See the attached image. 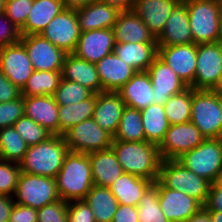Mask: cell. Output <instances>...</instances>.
<instances>
[{
	"label": "cell",
	"instance_id": "7c38bea8",
	"mask_svg": "<svg viewBox=\"0 0 222 222\" xmlns=\"http://www.w3.org/2000/svg\"><path fill=\"white\" fill-rule=\"evenodd\" d=\"M81 30L76 16V10L64 9L55 16L40 33L54 46L62 49L66 54L74 52Z\"/></svg>",
	"mask_w": 222,
	"mask_h": 222
},
{
	"label": "cell",
	"instance_id": "816d5d0a",
	"mask_svg": "<svg viewBox=\"0 0 222 222\" xmlns=\"http://www.w3.org/2000/svg\"><path fill=\"white\" fill-rule=\"evenodd\" d=\"M112 222H139L137 207L119 204Z\"/></svg>",
	"mask_w": 222,
	"mask_h": 222
},
{
	"label": "cell",
	"instance_id": "52a82bcc",
	"mask_svg": "<svg viewBox=\"0 0 222 222\" xmlns=\"http://www.w3.org/2000/svg\"><path fill=\"white\" fill-rule=\"evenodd\" d=\"M158 180L169 189H174L206 204L211 183L186 169L177 160H162Z\"/></svg>",
	"mask_w": 222,
	"mask_h": 222
},
{
	"label": "cell",
	"instance_id": "60d3db41",
	"mask_svg": "<svg viewBox=\"0 0 222 222\" xmlns=\"http://www.w3.org/2000/svg\"><path fill=\"white\" fill-rule=\"evenodd\" d=\"M13 127L20 134L28 146L36 145L45 141L52 134L36 123L33 119L23 115L14 124Z\"/></svg>",
	"mask_w": 222,
	"mask_h": 222
},
{
	"label": "cell",
	"instance_id": "7a4b0ae2",
	"mask_svg": "<svg viewBox=\"0 0 222 222\" xmlns=\"http://www.w3.org/2000/svg\"><path fill=\"white\" fill-rule=\"evenodd\" d=\"M55 180L60 199L84 200L94 185L88 154L69 151Z\"/></svg>",
	"mask_w": 222,
	"mask_h": 222
},
{
	"label": "cell",
	"instance_id": "681fc988",
	"mask_svg": "<svg viewBox=\"0 0 222 222\" xmlns=\"http://www.w3.org/2000/svg\"><path fill=\"white\" fill-rule=\"evenodd\" d=\"M21 96V90L0 71V103L15 100Z\"/></svg>",
	"mask_w": 222,
	"mask_h": 222
},
{
	"label": "cell",
	"instance_id": "9f6ffc18",
	"mask_svg": "<svg viewBox=\"0 0 222 222\" xmlns=\"http://www.w3.org/2000/svg\"><path fill=\"white\" fill-rule=\"evenodd\" d=\"M186 222H213L209 212L203 207L198 213L191 216Z\"/></svg>",
	"mask_w": 222,
	"mask_h": 222
},
{
	"label": "cell",
	"instance_id": "d4e9b609",
	"mask_svg": "<svg viewBox=\"0 0 222 222\" xmlns=\"http://www.w3.org/2000/svg\"><path fill=\"white\" fill-rule=\"evenodd\" d=\"M126 107L137 110L154 104L153 87L147 71H138L117 91Z\"/></svg>",
	"mask_w": 222,
	"mask_h": 222
},
{
	"label": "cell",
	"instance_id": "ffe728a7",
	"mask_svg": "<svg viewBox=\"0 0 222 222\" xmlns=\"http://www.w3.org/2000/svg\"><path fill=\"white\" fill-rule=\"evenodd\" d=\"M125 103L118 92L102 91L96 94L93 113L95 122L112 137L115 135Z\"/></svg>",
	"mask_w": 222,
	"mask_h": 222
},
{
	"label": "cell",
	"instance_id": "f546056e",
	"mask_svg": "<svg viewBox=\"0 0 222 222\" xmlns=\"http://www.w3.org/2000/svg\"><path fill=\"white\" fill-rule=\"evenodd\" d=\"M114 53L136 72L147 71L158 57L157 43H115Z\"/></svg>",
	"mask_w": 222,
	"mask_h": 222
},
{
	"label": "cell",
	"instance_id": "4316f807",
	"mask_svg": "<svg viewBox=\"0 0 222 222\" xmlns=\"http://www.w3.org/2000/svg\"><path fill=\"white\" fill-rule=\"evenodd\" d=\"M120 11L96 0L76 10L81 32L96 29H112Z\"/></svg>",
	"mask_w": 222,
	"mask_h": 222
},
{
	"label": "cell",
	"instance_id": "11a10c76",
	"mask_svg": "<svg viewBox=\"0 0 222 222\" xmlns=\"http://www.w3.org/2000/svg\"><path fill=\"white\" fill-rule=\"evenodd\" d=\"M96 0H63L65 9L77 10Z\"/></svg>",
	"mask_w": 222,
	"mask_h": 222
},
{
	"label": "cell",
	"instance_id": "5bb4252c",
	"mask_svg": "<svg viewBox=\"0 0 222 222\" xmlns=\"http://www.w3.org/2000/svg\"><path fill=\"white\" fill-rule=\"evenodd\" d=\"M0 71L20 90L26 85L34 68L20 41L0 47Z\"/></svg>",
	"mask_w": 222,
	"mask_h": 222
},
{
	"label": "cell",
	"instance_id": "836d02e7",
	"mask_svg": "<svg viewBox=\"0 0 222 222\" xmlns=\"http://www.w3.org/2000/svg\"><path fill=\"white\" fill-rule=\"evenodd\" d=\"M95 103L96 94H93L90 98L82 102L70 105H59V135H63V133L72 126L77 125L86 119L92 118Z\"/></svg>",
	"mask_w": 222,
	"mask_h": 222
},
{
	"label": "cell",
	"instance_id": "6125c7cd",
	"mask_svg": "<svg viewBox=\"0 0 222 222\" xmlns=\"http://www.w3.org/2000/svg\"><path fill=\"white\" fill-rule=\"evenodd\" d=\"M220 184H222V172H221V175H220V178H219V181H218Z\"/></svg>",
	"mask_w": 222,
	"mask_h": 222
},
{
	"label": "cell",
	"instance_id": "8d00e7d4",
	"mask_svg": "<svg viewBox=\"0 0 222 222\" xmlns=\"http://www.w3.org/2000/svg\"><path fill=\"white\" fill-rule=\"evenodd\" d=\"M27 149V143L13 126L0 129V159L19 164Z\"/></svg>",
	"mask_w": 222,
	"mask_h": 222
},
{
	"label": "cell",
	"instance_id": "f907efd6",
	"mask_svg": "<svg viewBox=\"0 0 222 222\" xmlns=\"http://www.w3.org/2000/svg\"><path fill=\"white\" fill-rule=\"evenodd\" d=\"M204 208L207 211H222V184L218 181L210 185L208 199Z\"/></svg>",
	"mask_w": 222,
	"mask_h": 222
},
{
	"label": "cell",
	"instance_id": "6f0895ef",
	"mask_svg": "<svg viewBox=\"0 0 222 222\" xmlns=\"http://www.w3.org/2000/svg\"><path fill=\"white\" fill-rule=\"evenodd\" d=\"M213 222H222V211H208Z\"/></svg>",
	"mask_w": 222,
	"mask_h": 222
},
{
	"label": "cell",
	"instance_id": "f35d334b",
	"mask_svg": "<svg viewBox=\"0 0 222 222\" xmlns=\"http://www.w3.org/2000/svg\"><path fill=\"white\" fill-rule=\"evenodd\" d=\"M137 209L139 222H170L161 210L159 188L154 183L143 194Z\"/></svg>",
	"mask_w": 222,
	"mask_h": 222
},
{
	"label": "cell",
	"instance_id": "e575fe53",
	"mask_svg": "<svg viewBox=\"0 0 222 222\" xmlns=\"http://www.w3.org/2000/svg\"><path fill=\"white\" fill-rule=\"evenodd\" d=\"M62 79V71H37L21 90L22 96H53Z\"/></svg>",
	"mask_w": 222,
	"mask_h": 222
},
{
	"label": "cell",
	"instance_id": "1f68e13d",
	"mask_svg": "<svg viewBox=\"0 0 222 222\" xmlns=\"http://www.w3.org/2000/svg\"><path fill=\"white\" fill-rule=\"evenodd\" d=\"M142 124L145 133V141L160 145L164 140L170 123L166 117L164 106L151 104L147 108L140 110Z\"/></svg>",
	"mask_w": 222,
	"mask_h": 222
},
{
	"label": "cell",
	"instance_id": "d590c367",
	"mask_svg": "<svg viewBox=\"0 0 222 222\" xmlns=\"http://www.w3.org/2000/svg\"><path fill=\"white\" fill-rule=\"evenodd\" d=\"M113 140L124 142L145 140L140 110L130 107L124 108L118 129L113 136Z\"/></svg>",
	"mask_w": 222,
	"mask_h": 222
},
{
	"label": "cell",
	"instance_id": "6da1fadb",
	"mask_svg": "<svg viewBox=\"0 0 222 222\" xmlns=\"http://www.w3.org/2000/svg\"><path fill=\"white\" fill-rule=\"evenodd\" d=\"M111 148L116 154L124 173L155 182L159 178L162 158L158 145L147 141L112 140Z\"/></svg>",
	"mask_w": 222,
	"mask_h": 222
},
{
	"label": "cell",
	"instance_id": "44dd1931",
	"mask_svg": "<svg viewBox=\"0 0 222 222\" xmlns=\"http://www.w3.org/2000/svg\"><path fill=\"white\" fill-rule=\"evenodd\" d=\"M95 66L101 81V92H117L136 73L131 66L122 61L114 52L106 55Z\"/></svg>",
	"mask_w": 222,
	"mask_h": 222
},
{
	"label": "cell",
	"instance_id": "ee69618b",
	"mask_svg": "<svg viewBox=\"0 0 222 222\" xmlns=\"http://www.w3.org/2000/svg\"><path fill=\"white\" fill-rule=\"evenodd\" d=\"M24 115V96L0 103V129L13 126Z\"/></svg>",
	"mask_w": 222,
	"mask_h": 222
},
{
	"label": "cell",
	"instance_id": "7402d4cb",
	"mask_svg": "<svg viewBox=\"0 0 222 222\" xmlns=\"http://www.w3.org/2000/svg\"><path fill=\"white\" fill-rule=\"evenodd\" d=\"M112 30L115 43H157L155 36L133 10L120 12Z\"/></svg>",
	"mask_w": 222,
	"mask_h": 222
},
{
	"label": "cell",
	"instance_id": "bcb514c9",
	"mask_svg": "<svg viewBox=\"0 0 222 222\" xmlns=\"http://www.w3.org/2000/svg\"><path fill=\"white\" fill-rule=\"evenodd\" d=\"M67 222H96L92 209L85 200L68 202Z\"/></svg>",
	"mask_w": 222,
	"mask_h": 222
},
{
	"label": "cell",
	"instance_id": "680465c9",
	"mask_svg": "<svg viewBox=\"0 0 222 222\" xmlns=\"http://www.w3.org/2000/svg\"><path fill=\"white\" fill-rule=\"evenodd\" d=\"M6 0H0V14H3L5 11Z\"/></svg>",
	"mask_w": 222,
	"mask_h": 222
},
{
	"label": "cell",
	"instance_id": "cb8c5ba5",
	"mask_svg": "<svg viewBox=\"0 0 222 222\" xmlns=\"http://www.w3.org/2000/svg\"><path fill=\"white\" fill-rule=\"evenodd\" d=\"M180 0H136L133 11L155 38L163 31L173 8Z\"/></svg>",
	"mask_w": 222,
	"mask_h": 222
},
{
	"label": "cell",
	"instance_id": "74e56055",
	"mask_svg": "<svg viewBox=\"0 0 222 222\" xmlns=\"http://www.w3.org/2000/svg\"><path fill=\"white\" fill-rule=\"evenodd\" d=\"M191 105V87H188L180 94L171 96L163 104L170 125L189 122L191 120Z\"/></svg>",
	"mask_w": 222,
	"mask_h": 222
},
{
	"label": "cell",
	"instance_id": "9a60e30c",
	"mask_svg": "<svg viewBox=\"0 0 222 222\" xmlns=\"http://www.w3.org/2000/svg\"><path fill=\"white\" fill-rule=\"evenodd\" d=\"M158 57L170 66L188 87L194 89L197 44L158 46Z\"/></svg>",
	"mask_w": 222,
	"mask_h": 222
},
{
	"label": "cell",
	"instance_id": "9c48e42d",
	"mask_svg": "<svg viewBox=\"0 0 222 222\" xmlns=\"http://www.w3.org/2000/svg\"><path fill=\"white\" fill-rule=\"evenodd\" d=\"M62 136L69 151L85 154L111 148L113 140L93 118L72 126Z\"/></svg>",
	"mask_w": 222,
	"mask_h": 222
},
{
	"label": "cell",
	"instance_id": "f6af8a7d",
	"mask_svg": "<svg viewBox=\"0 0 222 222\" xmlns=\"http://www.w3.org/2000/svg\"><path fill=\"white\" fill-rule=\"evenodd\" d=\"M68 202L62 199L37 209V222H67Z\"/></svg>",
	"mask_w": 222,
	"mask_h": 222
},
{
	"label": "cell",
	"instance_id": "f1b7e54d",
	"mask_svg": "<svg viewBox=\"0 0 222 222\" xmlns=\"http://www.w3.org/2000/svg\"><path fill=\"white\" fill-rule=\"evenodd\" d=\"M64 9L63 0H33L27 20L20 29L21 36L40 34Z\"/></svg>",
	"mask_w": 222,
	"mask_h": 222
},
{
	"label": "cell",
	"instance_id": "7dc6e473",
	"mask_svg": "<svg viewBox=\"0 0 222 222\" xmlns=\"http://www.w3.org/2000/svg\"><path fill=\"white\" fill-rule=\"evenodd\" d=\"M20 39V29L4 13L0 14V47L18 43Z\"/></svg>",
	"mask_w": 222,
	"mask_h": 222
},
{
	"label": "cell",
	"instance_id": "ab89813d",
	"mask_svg": "<svg viewBox=\"0 0 222 222\" xmlns=\"http://www.w3.org/2000/svg\"><path fill=\"white\" fill-rule=\"evenodd\" d=\"M94 93L79 83L61 79L53 97L58 105H70L90 98Z\"/></svg>",
	"mask_w": 222,
	"mask_h": 222
},
{
	"label": "cell",
	"instance_id": "94428289",
	"mask_svg": "<svg viewBox=\"0 0 222 222\" xmlns=\"http://www.w3.org/2000/svg\"><path fill=\"white\" fill-rule=\"evenodd\" d=\"M216 90L217 91H222V78H221V81H220V86Z\"/></svg>",
	"mask_w": 222,
	"mask_h": 222
},
{
	"label": "cell",
	"instance_id": "4fadbf2b",
	"mask_svg": "<svg viewBox=\"0 0 222 222\" xmlns=\"http://www.w3.org/2000/svg\"><path fill=\"white\" fill-rule=\"evenodd\" d=\"M20 42L25 46L34 70L62 71L66 53L49 40L40 34L22 35Z\"/></svg>",
	"mask_w": 222,
	"mask_h": 222
},
{
	"label": "cell",
	"instance_id": "30bf717a",
	"mask_svg": "<svg viewBox=\"0 0 222 222\" xmlns=\"http://www.w3.org/2000/svg\"><path fill=\"white\" fill-rule=\"evenodd\" d=\"M222 78V46L219 42L198 44L194 89L216 90Z\"/></svg>",
	"mask_w": 222,
	"mask_h": 222
},
{
	"label": "cell",
	"instance_id": "f5cc1de1",
	"mask_svg": "<svg viewBox=\"0 0 222 222\" xmlns=\"http://www.w3.org/2000/svg\"><path fill=\"white\" fill-rule=\"evenodd\" d=\"M14 204V197L0 195V222H9L10 213Z\"/></svg>",
	"mask_w": 222,
	"mask_h": 222
},
{
	"label": "cell",
	"instance_id": "91938a15",
	"mask_svg": "<svg viewBox=\"0 0 222 222\" xmlns=\"http://www.w3.org/2000/svg\"><path fill=\"white\" fill-rule=\"evenodd\" d=\"M220 45L222 46V27H221V33H220V38H219V41Z\"/></svg>",
	"mask_w": 222,
	"mask_h": 222
},
{
	"label": "cell",
	"instance_id": "2e32d148",
	"mask_svg": "<svg viewBox=\"0 0 222 222\" xmlns=\"http://www.w3.org/2000/svg\"><path fill=\"white\" fill-rule=\"evenodd\" d=\"M154 184L159 188V203L162 212L170 222H186L204 206L187 194L166 188L158 179Z\"/></svg>",
	"mask_w": 222,
	"mask_h": 222
},
{
	"label": "cell",
	"instance_id": "ac0fdd59",
	"mask_svg": "<svg viewBox=\"0 0 222 222\" xmlns=\"http://www.w3.org/2000/svg\"><path fill=\"white\" fill-rule=\"evenodd\" d=\"M156 104L163 105L171 96L182 93L188 86L163 60L157 57L147 70Z\"/></svg>",
	"mask_w": 222,
	"mask_h": 222
},
{
	"label": "cell",
	"instance_id": "d6986e66",
	"mask_svg": "<svg viewBox=\"0 0 222 222\" xmlns=\"http://www.w3.org/2000/svg\"><path fill=\"white\" fill-rule=\"evenodd\" d=\"M156 42L158 46L194 43L185 0H180L175 5L164 25L163 31L156 37Z\"/></svg>",
	"mask_w": 222,
	"mask_h": 222
},
{
	"label": "cell",
	"instance_id": "8992f818",
	"mask_svg": "<svg viewBox=\"0 0 222 222\" xmlns=\"http://www.w3.org/2000/svg\"><path fill=\"white\" fill-rule=\"evenodd\" d=\"M176 160L211 184L219 181L222 172V138L205 139Z\"/></svg>",
	"mask_w": 222,
	"mask_h": 222
},
{
	"label": "cell",
	"instance_id": "b9f144b4",
	"mask_svg": "<svg viewBox=\"0 0 222 222\" xmlns=\"http://www.w3.org/2000/svg\"><path fill=\"white\" fill-rule=\"evenodd\" d=\"M20 173V164L0 159V195L13 197Z\"/></svg>",
	"mask_w": 222,
	"mask_h": 222
},
{
	"label": "cell",
	"instance_id": "c3c4849f",
	"mask_svg": "<svg viewBox=\"0 0 222 222\" xmlns=\"http://www.w3.org/2000/svg\"><path fill=\"white\" fill-rule=\"evenodd\" d=\"M9 222H37V209L15 203L10 213Z\"/></svg>",
	"mask_w": 222,
	"mask_h": 222
},
{
	"label": "cell",
	"instance_id": "603a6c76",
	"mask_svg": "<svg viewBox=\"0 0 222 222\" xmlns=\"http://www.w3.org/2000/svg\"><path fill=\"white\" fill-rule=\"evenodd\" d=\"M58 108L53 96H24V115L52 135H59Z\"/></svg>",
	"mask_w": 222,
	"mask_h": 222
},
{
	"label": "cell",
	"instance_id": "5b68a950",
	"mask_svg": "<svg viewBox=\"0 0 222 222\" xmlns=\"http://www.w3.org/2000/svg\"><path fill=\"white\" fill-rule=\"evenodd\" d=\"M206 138H222V99L219 91L192 88L190 120Z\"/></svg>",
	"mask_w": 222,
	"mask_h": 222
},
{
	"label": "cell",
	"instance_id": "4dcf8cb0",
	"mask_svg": "<svg viewBox=\"0 0 222 222\" xmlns=\"http://www.w3.org/2000/svg\"><path fill=\"white\" fill-rule=\"evenodd\" d=\"M154 182L129 173H123L108 188L121 205L137 207L143 194Z\"/></svg>",
	"mask_w": 222,
	"mask_h": 222
},
{
	"label": "cell",
	"instance_id": "db71d44e",
	"mask_svg": "<svg viewBox=\"0 0 222 222\" xmlns=\"http://www.w3.org/2000/svg\"><path fill=\"white\" fill-rule=\"evenodd\" d=\"M106 5L118 9L120 12L133 10L136 0H99Z\"/></svg>",
	"mask_w": 222,
	"mask_h": 222
},
{
	"label": "cell",
	"instance_id": "d6a6232c",
	"mask_svg": "<svg viewBox=\"0 0 222 222\" xmlns=\"http://www.w3.org/2000/svg\"><path fill=\"white\" fill-rule=\"evenodd\" d=\"M93 211L96 222H112L119 203L108 187L93 185L84 199Z\"/></svg>",
	"mask_w": 222,
	"mask_h": 222
},
{
	"label": "cell",
	"instance_id": "e0dca14e",
	"mask_svg": "<svg viewBox=\"0 0 222 222\" xmlns=\"http://www.w3.org/2000/svg\"><path fill=\"white\" fill-rule=\"evenodd\" d=\"M115 38L112 29H96L81 32L73 54L96 64L106 55L114 52Z\"/></svg>",
	"mask_w": 222,
	"mask_h": 222
},
{
	"label": "cell",
	"instance_id": "3957f363",
	"mask_svg": "<svg viewBox=\"0 0 222 222\" xmlns=\"http://www.w3.org/2000/svg\"><path fill=\"white\" fill-rule=\"evenodd\" d=\"M69 152L62 135H51L45 141L28 146L19 163L21 172L55 178Z\"/></svg>",
	"mask_w": 222,
	"mask_h": 222
},
{
	"label": "cell",
	"instance_id": "484cf974",
	"mask_svg": "<svg viewBox=\"0 0 222 222\" xmlns=\"http://www.w3.org/2000/svg\"><path fill=\"white\" fill-rule=\"evenodd\" d=\"M62 79L79 83L94 94L101 92V81L95 64L78 58L73 53L66 54L64 58Z\"/></svg>",
	"mask_w": 222,
	"mask_h": 222
},
{
	"label": "cell",
	"instance_id": "83f0119b",
	"mask_svg": "<svg viewBox=\"0 0 222 222\" xmlns=\"http://www.w3.org/2000/svg\"><path fill=\"white\" fill-rule=\"evenodd\" d=\"M94 185L109 187L123 173L112 148L88 154Z\"/></svg>",
	"mask_w": 222,
	"mask_h": 222
},
{
	"label": "cell",
	"instance_id": "8fae6325",
	"mask_svg": "<svg viewBox=\"0 0 222 222\" xmlns=\"http://www.w3.org/2000/svg\"><path fill=\"white\" fill-rule=\"evenodd\" d=\"M205 139L200 130L191 121L170 125L164 140L158 146L161 158L163 160H176Z\"/></svg>",
	"mask_w": 222,
	"mask_h": 222
},
{
	"label": "cell",
	"instance_id": "7bdbcfd3",
	"mask_svg": "<svg viewBox=\"0 0 222 222\" xmlns=\"http://www.w3.org/2000/svg\"><path fill=\"white\" fill-rule=\"evenodd\" d=\"M32 4L33 0H6L4 14L21 29L31 11Z\"/></svg>",
	"mask_w": 222,
	"mask_h": 222
},
{
	"label": "cell",
	"instance_id": "ba28073f",
	"mask_svg": "<svg viewBox=\"0 0 222 222\" xmlns=\"http://www.w3.org/2000/svg\"><path fill=\"white\" fill-rule=\"evenodd\" d=\"M16 204L40 209L60 200L55 178L21 172L13 195Z\"/></svg>",
	"mask_w": 222,
	"mask_h": 222
},
{
	"label": "cell",
	"instance_id": "277c9868",
	"mask_svg": "<svg viewBox=\"0 0 222 222\" xmlns=\"http://www.w3.org/2000/svg\"><path fill=\"white\" fill-rule=\"evenodd\" d=\"M195 44L218 42L222 27L221 0H185Z\"/></svg>",
	"mask_w": 222,
	"mask_h": 222
}]
</instances>
